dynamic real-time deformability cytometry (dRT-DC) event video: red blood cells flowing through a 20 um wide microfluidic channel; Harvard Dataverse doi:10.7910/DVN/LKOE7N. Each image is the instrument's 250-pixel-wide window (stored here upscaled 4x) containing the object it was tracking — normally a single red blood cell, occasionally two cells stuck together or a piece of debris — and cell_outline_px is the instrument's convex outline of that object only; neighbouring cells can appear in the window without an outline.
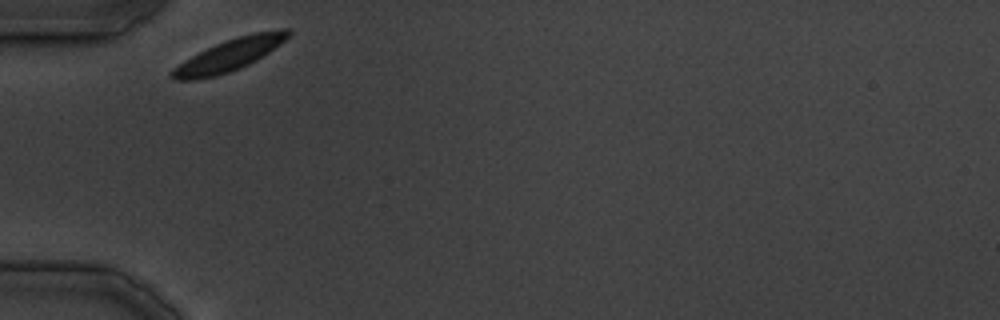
{"species": "common noctule bat (a hibernating species)", "species_latin": "Nyctalus noctula", "temperature_condition": "cold", "stored_images_in_passage": 22, "camera_frame_rate_fps": 3000, "um_per_image_px": 0.085, "animal": {"sex": "male", "body_mass_g": 19.5, "forearm_length_mm": 54.6}, "frame": {"image": 1, "passage_image": 1, "time_ms": 0.0, "image_size_px": [1000, 320], "cell_outline_px": [[292, 32], [280, 44], [268, 52], [248, 64], [228, 72], [216, 76], [192, 80], [172, 80], [168, 76], [168, 72], [172, 68], [184, 60], [216, 44], [240, 36], [256, 32], [284, 28], [288, 28]], "centroid_in_image_um": [19.43, 4.7], "position_along_channel_um": 65.6, "area_um2": 21.21}}
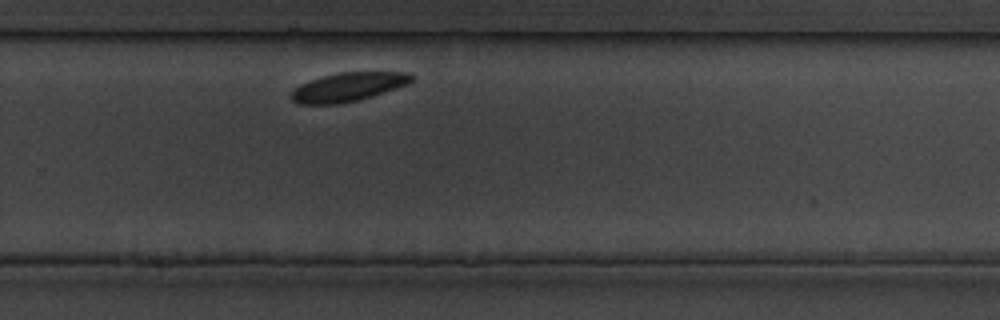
{"frame": {"image": 2, "passage_image": 16, "time_ms": 19.0, "image_size_px": [1000, 320], "cell_outline_px": [[416, 80], [408, 84], [360, 100], [340, 104], [300, 104], [292, 100], [292, 92], [300, 84], [324, 76], [340, 72], [412, 72], [416, 76]], "centroid_in_image_um": [29.68, 7.39], "position_along_channel_um": 300.1, "area_um2": 20.23}}